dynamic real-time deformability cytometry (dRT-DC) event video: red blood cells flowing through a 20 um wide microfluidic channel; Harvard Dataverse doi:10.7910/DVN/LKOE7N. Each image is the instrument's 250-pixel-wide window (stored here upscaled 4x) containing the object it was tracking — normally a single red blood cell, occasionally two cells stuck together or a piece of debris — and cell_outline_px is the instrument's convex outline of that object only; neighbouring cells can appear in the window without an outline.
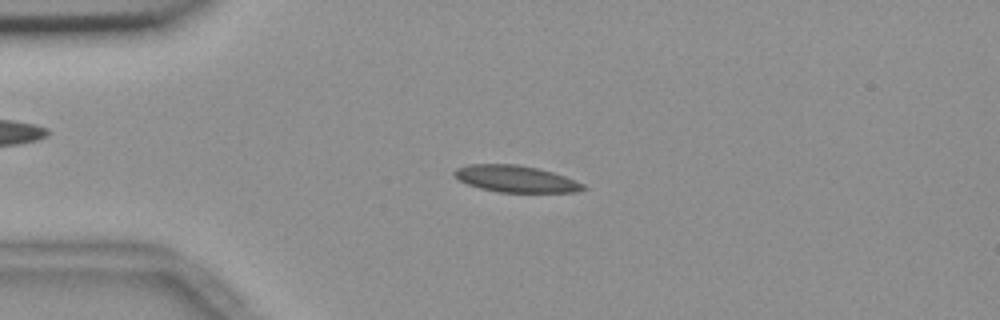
{"species": "common noctule bat (a hibernating species)", "species_latin": "Nyctalus noctula", "temperature_condition": "room temperature", "stored_images_in_passage": 54, "camera_frame_rate_fps": 3000, "um_per_image_px": 0.085, "animal": {"sex": "female", "body_mass_g": 18.4}, "frame": {"image": 1, "passage_image": 12, "time_ms": 3.667, "image_size_px": [1000, 320], "cell_outline_px": [[588, 188], [576, 192], [496, 192], [480, 188], [468, 184], [460, 180], [452, 172], [456, 168], [468, 164], [516, 164], [536, 168], [552, 172], [564, 176], [584, 184]], "centroid_in_image_um": [43.83, 15.2], "position_along_channel_um": 41.2, "area_um2": 19.94}}
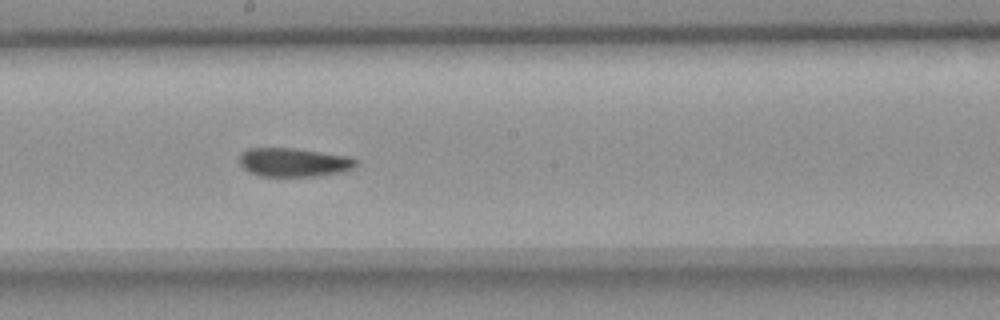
{"frame": {"image": 2, "passage_image": 29, "time_ms": 9.333, "image_size_px": [1000, 320], "cell_outline_px": [[356, 164], [352, 168], [340, 172], [312, 176], [260, 176], [248, 172], [240, 164], [240, 152], [248, 148], [296, 148], [352, 156], [356, 160]], "centroid_in_image_um": [24.95, 13.78], "position_along_channel_um": 223.3, "area_um2": 19.59}}
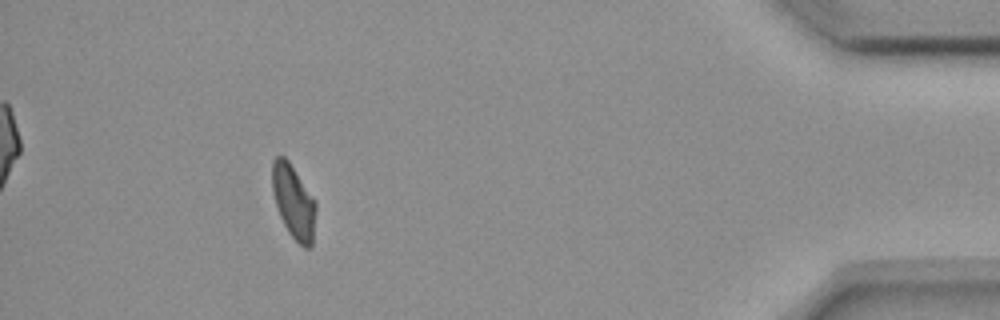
{"frame": {"image": 3, "passage_image": 49, "time_ms": 16.0, "image_size_px": [1000, 320], "cell_outline_px": [[316, 208], [312, 248], [304, 248], [288, 232], [280, 216], [276, 204], [272, 188], [272, 160], [276, 156], [284, 156], [288, 160], [316, 200]], "centroid_in_image_um": [24.97, 17.15], "position_along_channel_um": 410.2, "area_um2": 18.79}, "authors_computed_cell_mechanics": {"area_um2": 19.652, "velocity_mm_per_s": 3.6702, "shape_relaxation_time_tau1_ms": null, "shape_relaxation_time_tau2_ms": 4.2425, "deformation_change_tau1": null, "deformation_change_tau2": 0.0859}}